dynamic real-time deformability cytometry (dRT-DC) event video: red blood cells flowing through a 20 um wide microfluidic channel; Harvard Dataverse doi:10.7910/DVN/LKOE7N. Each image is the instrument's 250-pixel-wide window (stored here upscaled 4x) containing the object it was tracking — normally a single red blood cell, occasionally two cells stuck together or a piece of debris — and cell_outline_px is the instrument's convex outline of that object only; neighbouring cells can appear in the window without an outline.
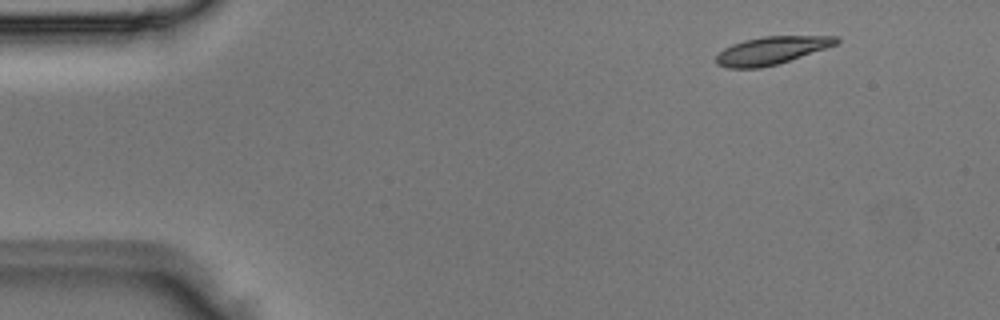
{"species": "Egyptian fruit bat (a non-hibernating species)", "species_latin": "Rousettus aegyptiacus", "temperature_condition": "room temperature", "stored_images_in_passage": 3, "camera_frame_rate_fps": 3000, "um_per_image_px": 0.085, "animal": {"sex": "male"}, "frame": {"image": 1, "passage_image": 1, "time_ms": 0.0, "image_size_px": [1000, 320], "cell_outline_px": [[840, 40], [836, 44], [776, 64], [760, 68], [728, 68], [716, 64], [716, 56], [724, 48], [732, 44], [744, 40], [764, 36], [836, 36]], "centroid_in_image_um": [65.51, 4.29], "position_along_channel_um": 19.5, "area_um2": 19.07}}
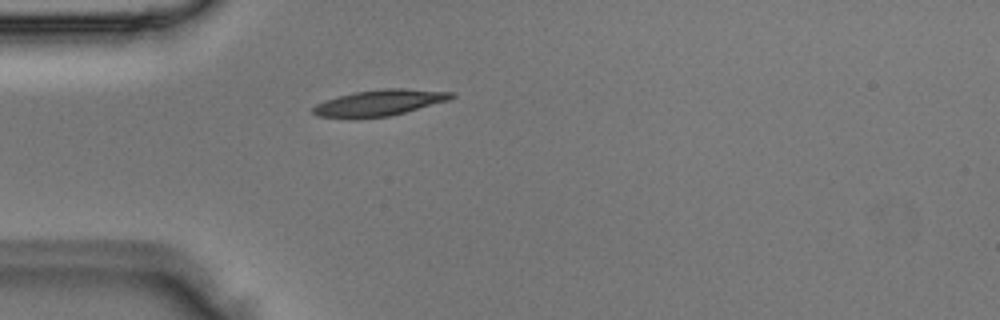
{"frame": {"image": 2, "passage_image": 3, "time_ms": 0.667, "image_size_px": [1000, 320], "cell_outline_px": [[456, 96], [448, 100], [404, 112], [388, 116], [356, 120], [352, 120], [316, 116], [312, 112], [312, 108], [316, 104], [340, 96], [356, 92], [388, 88], [400, 88], [456, 92]], "centroid_in_image_um": [32.21, 8.77], "position_along_channel_um": 52.8, "area_um2": 21.15}}